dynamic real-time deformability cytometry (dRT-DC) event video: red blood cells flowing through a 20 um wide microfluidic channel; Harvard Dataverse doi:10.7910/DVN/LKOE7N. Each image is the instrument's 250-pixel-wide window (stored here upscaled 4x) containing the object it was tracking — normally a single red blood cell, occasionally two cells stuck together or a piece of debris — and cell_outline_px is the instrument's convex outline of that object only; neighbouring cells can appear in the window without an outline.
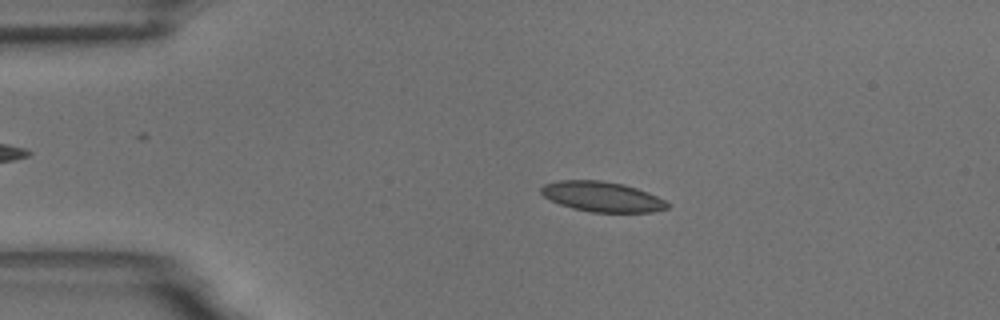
{"species": "common noctule bat (a hibernating species)", "species_latin": "Nyctalus noctula", "temperature_condition": "room temperature", "stored_images_in_passage": 55, "camera_frame_rate_fps": 3000, "um_per_image_px": 0.085, "animal": {"sex": "male", "body_mass_g": 18.8}, "frame": {"image": 1, "passage_image": 11, "time_ms": 3.333, "image_size_px": [1000, 320], "cell_outline_px": [[668, 208], [652, 212], [592, 212], [572, 208], [560, 204], [544, 196], [540, 192], [540, 188], [544, 184], [560, 180], [600, 180], [624, 184], [648, 192], [664, 200], [668, 204]], "centroid_in_image_um": [51.17, 16.71], "position_along_channel_um": 33.8, "area_um2": 22.02}}
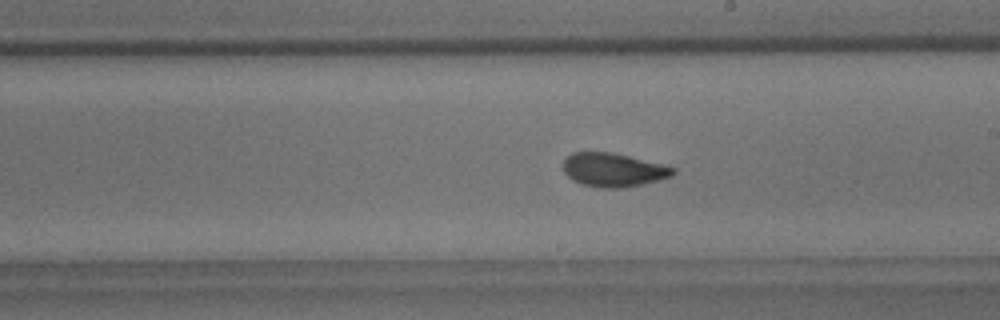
{"frame": {"image": 2, "passage_image": 31, "time_ms": 10.0, "image_size_px": [1000, 320], "cell_outline_px": [[676, 172], [672, 176], [640, 184], [620, 188], [600, 188], [584, 184], [572, 180], [564, 172], [564, 160], [572, 152], [612, 152], [676, 168]], "centroid_in_image_um": [52.11, 14.43], "position_along_channel_um": 236.9, "area_um2": 21.21}}
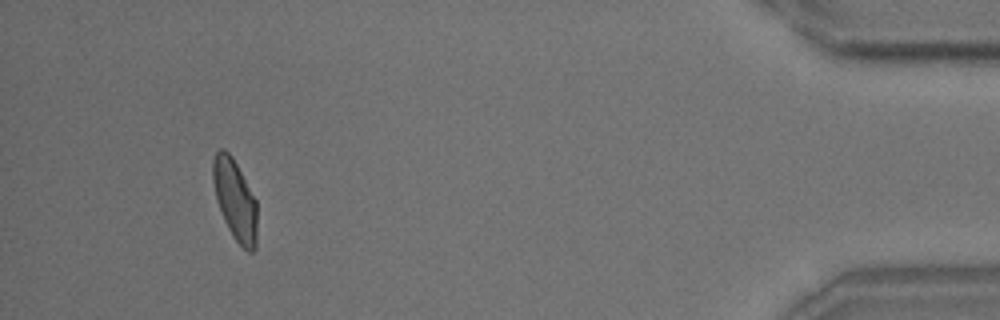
{"frame": {"image": 3, "passage_image": 51, "time_ms": 16.667, "image_size_px": [1000, 320], "cell_outline_px": [[256, 248], [252, 252], [248, 252], [232, 236], [224, 220], [216, 200], [212, 180], [212, 160], [216, 152], [220, 148], [224, 148], [232, 156], [256, 200]], "centroid_in_image_um": [19.95, 16.96], "position_along_channel_um": 415.2, "area_um2": 20.75}, "authors_computed_cell_mechanics": {"area_um2": 21.5594, "velocity_mm_per_s": 3.6676, "shape_relaxation_time_tau1_ms": 3.8203, "shape_relaxation_time_tau2_ms": 1.2489, "deformation_change_tau1": 0.1334, "deformation_change_tau2": 0.0551}}